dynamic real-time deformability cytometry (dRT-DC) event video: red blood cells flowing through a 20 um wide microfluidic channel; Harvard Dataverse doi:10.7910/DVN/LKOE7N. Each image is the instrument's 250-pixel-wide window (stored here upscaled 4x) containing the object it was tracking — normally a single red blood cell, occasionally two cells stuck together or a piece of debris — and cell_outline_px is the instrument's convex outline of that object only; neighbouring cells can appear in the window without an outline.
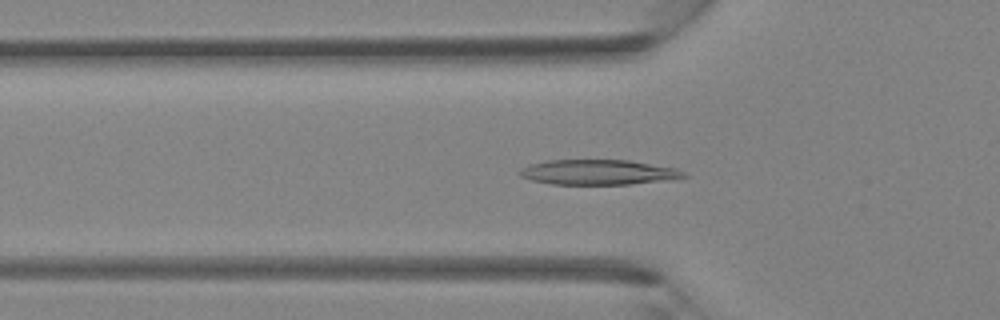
{"species": "Egyptian fruit bat (a non-hibernating species)", "species_latin": "Rousettus aegyptiacus", "temperature_condition": "room temperature", "stored_images_in_passage": 30, "camera_frame_rate_fps": 3000, "um_per_image_px": 0.085, "animal": {"sex": "female"}, "frame": {"image": 1, "passage_image": 2, "time_ms": 0.333, "image_size_px": [1000, 320], "cell_outline_px": [[688, 176], [628, 184], [552, 184], [532, 180], [520, 176], [516, 172], [520, 168], [528, 164], [544, 160], [628, 160], [676, 168], [684, 172]], "centroid_in_image_um": [50.73, 14.62], "position_along_channel_um": 75.1, "area_um2": 23.76}}
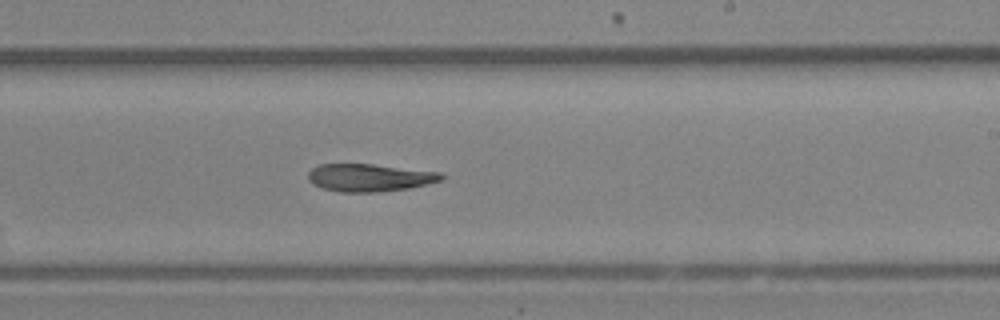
{"frame": {"image": 2, "passage_image": 13, "time_ms": 4.0, "image_size_px": [1000, 320], "cell_outline_px": [[444, 180], [428, 184], [408, 188], [376, 192], [340, 192], [320, 188], [312, 184], [308, 180], [308, 172], [312, 168], [320, 164], [372, 164], [440, 172], [444, 176]], "centroid_in_image_um": [31.39, 15.1], "position_along_channel_um": 257.6, "area_um2": 21.56}}
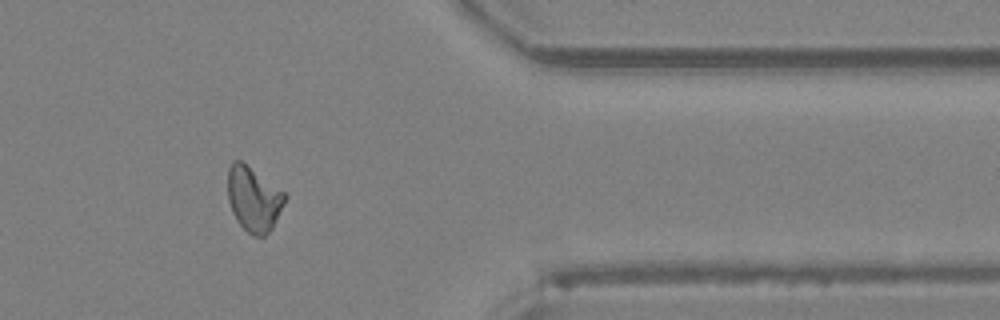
{"frame": {"image": 3, "passage_image": 22, "time_ms": 7.0, "image_size_px": [1000, 320], "cell_outline_px": [[288, 196], [272, 228], [264, 236], [252, 236], [236, 220], [232, 212], [228, 200], [228, 168], [232, 160], [240, 160], [284, 192]], "centroid_in_image_um": [21.55, 16.92], "position_along_channel_um": 389.9, "area_um2": 21.39}}